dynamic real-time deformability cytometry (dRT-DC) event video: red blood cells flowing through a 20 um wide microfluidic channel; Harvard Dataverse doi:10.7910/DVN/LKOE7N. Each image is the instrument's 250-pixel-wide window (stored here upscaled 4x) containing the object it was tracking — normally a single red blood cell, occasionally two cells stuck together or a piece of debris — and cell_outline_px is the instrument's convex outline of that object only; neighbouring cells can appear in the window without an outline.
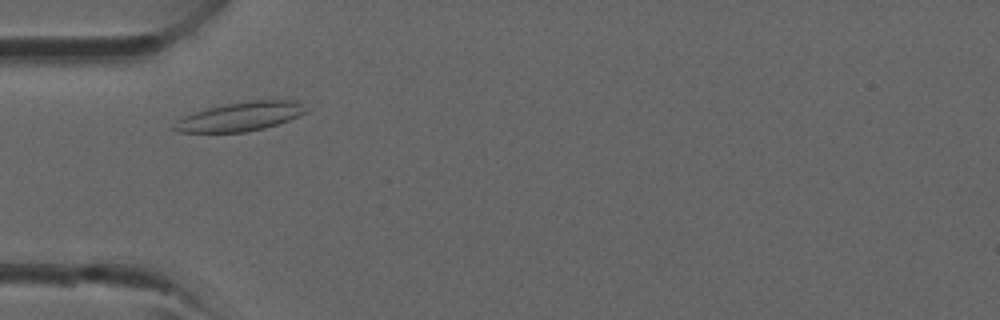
{"species": "common noctule bat (a hibernating species)", "species_latin": "Nyctalus noctula", "temperature_condition": "room temperature", "stored_images_in_passage": 30, "camera_frame_rate_fps": 3000, "um_per_image_px": 0.085, "animal": {"sex": "male", "forearm_length_mm": 52.5}, "frame": {"image": 1, "passage_image": 6, "time_ms": 1.667, "image_size_px": [1000, 320], "cell_outline_px": [[308, 112], [288, 120], [264, 128], [244, 132], [180, 132], [168, 128], [184, 116], [208, 108], [224, 104], [248, 100], [296, 100]], "centroid_in_image_um": [20.4, 9.9], "position_along_channel_um": 64.6, "area_um2": 22.02}}
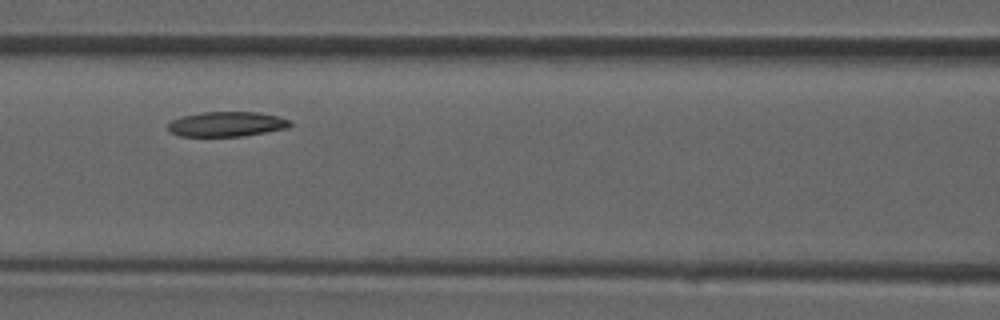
{"frame": {"image": 2, "passage_image": 11, "time_ms": 3.333, "image_size_px": [1000, 320], "cell_outline_px": [[292, 124], [288, 128], [244, 136], [180, 136], [172, 132], [168, 128], [168, 124], [172, 120], [180, 116], [200, 112], [256, 112], [276, 116], [288, 120]], "centroid_in_image_um": [19.25, 10.55], "position_along_channel_um": 147.4, "area_um2": 17.63}}
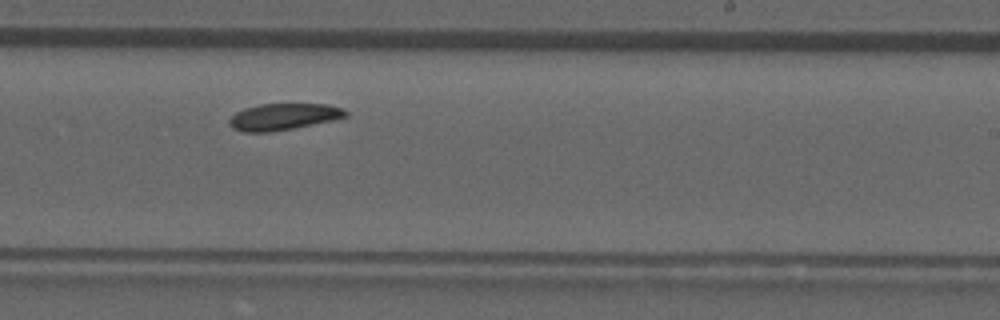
{"frame": {"image": 3, "passage_image": 18, "time_ms": 5.667, "image_size_px": [1000, 320], "cell_outline_px": [[348, 116], [332, 120], [272, 132], [244, 132], [232, 128], [228, 124], [228, 120], [236, 112], [244, 108], [260, 104], [328, 104], [344, 108], [348, 112]], "centroid_in_image_um": [24.08, 9.91], "position_along_channel_um": 264.9, "area_um2": 18.03}}